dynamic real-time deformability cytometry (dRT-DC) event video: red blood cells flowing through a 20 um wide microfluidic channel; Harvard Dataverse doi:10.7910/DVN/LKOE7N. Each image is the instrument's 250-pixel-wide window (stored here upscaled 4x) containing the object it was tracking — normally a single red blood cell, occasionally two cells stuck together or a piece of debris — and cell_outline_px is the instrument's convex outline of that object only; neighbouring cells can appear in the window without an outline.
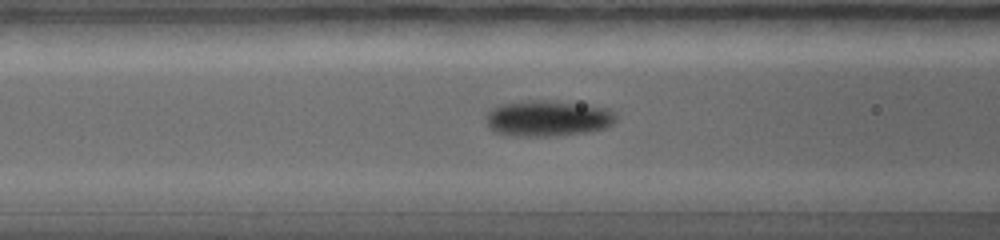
{"species": "common noctule bat (a hibernating species)", "species_latin": "Nyctalus noctula", "temperature_condition": "warm", "stored_images_in_passage": 19, "camera_frame_rate_fps": 5000, "um_per_image_px": 0.085, "animal": {"sex": "female", "body_mass_g": 19.0, "forearm_length_mm": 56.7}, "frame": {"image": 1, "passage_image": 5, "time_ms": 1.6, "image_size_px": [1000, 240], "cell_outline_px": [[612, 120], [608, 124], [600, 128], [572, 132], [504, 132], [496, 128], [488, 120], [488, 112], [492, 108], [500, 104], [520, 100], [552, 100], [588, 104], [608, 108], [612, 112]], "centroid_in_image_um": [46.6, 9.91], "position_along_channel_um": 120.0, "area_um2": 24.45}}
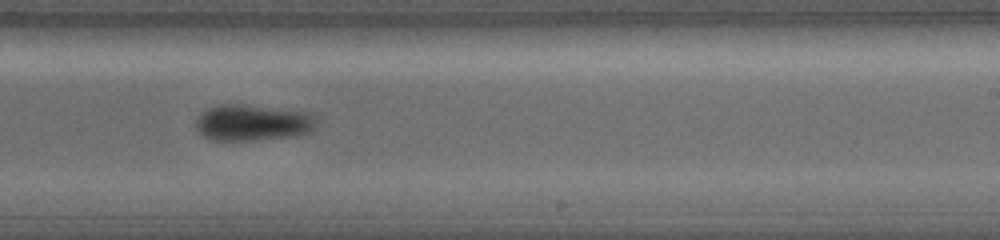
{"frame": {"image": 2, "passage_image": 11, "time_ms": 4.2, "image_size_px": [1000, 240], "cell_outline_px": [[312, 124], [304, 132], [284, 136], [232, 140], [224, 140], [208, 136], [196, 124], [200, 116], [208, 108], [220, 104], [244, 104], [312, 112]], "centroid_in_image_um": [21.45, 10.35], "position_along_channel_um": 267.6, "area_um2": 23.7}}
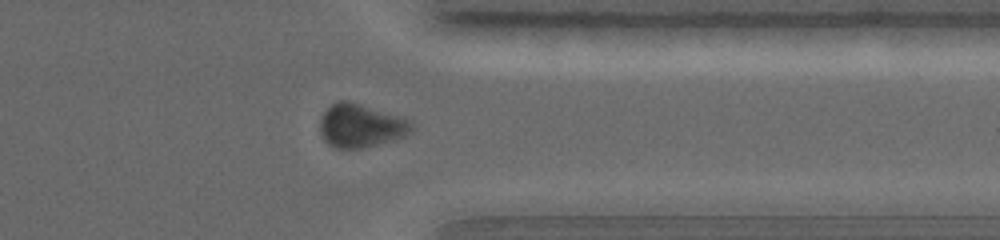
{"frame": {"image": 3, "passage_image": 16, "time_ms": 6.2, "image_size_px": [1000, 240], "cell_outline_px": [[404, 128], [400, 132], [364, 144], [332, 144], [328, 140], [324, 132], [324, 112], [336, 100], [348, 100], [360, 104], [400, 120], [404, 124]], "centroid_in_image_um": [30.4, 10.52], "position_along_channel_um": 381.0, "area_um2": 18.38}}